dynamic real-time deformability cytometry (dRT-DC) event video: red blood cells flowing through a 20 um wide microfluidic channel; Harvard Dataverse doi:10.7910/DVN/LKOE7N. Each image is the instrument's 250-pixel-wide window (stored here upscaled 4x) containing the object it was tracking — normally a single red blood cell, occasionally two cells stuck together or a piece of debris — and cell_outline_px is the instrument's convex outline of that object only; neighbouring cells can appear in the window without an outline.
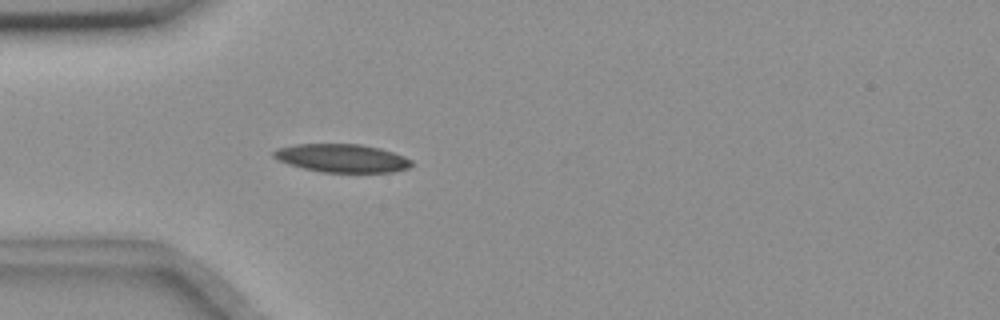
{"species": "common noctule bat (a hibernating species)", "species_latin": "Nyctalus noctula", "temperature_condition": "room temperature", "stored_images_in_passage": 40, "camera_frame_rate_fps": 3000, "um_per_image_px": 0.085, "animal": {"sex": "female", "body_mass_g": 18.4}, "frame": {"image": 1, "passage_image": 1, "time_ms": 0.0, "image_size_px": [1000, 320], "cell_outline_px": [[412, 164], [408, 168], [392, 172], [320, 172], [288, 164], [272, 156], [272, 152], [276, 148], [296, 144], [360, 144], [380, 148], [404, 156], [412, 160]], "centroid_in_image_um": [29.05, 13.44], "position_along_channel_um": 55.9, "area_um2": 22.66}}
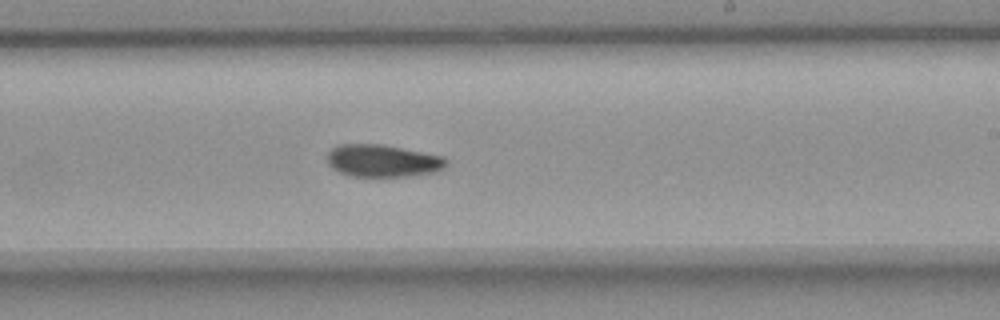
{"frame": {"image": 2, "passage_image": 18, "time_ms": 5.667, "image_size_px": [1000, 320], "cell_outline_px": [[448, 164], [444, 168], [436, 172], [404, 176], [348, 176], [332, 168], [328, 164], [328, 152], [336, 144], [384, 144], [444, 156], [448, 160]], "centroid_in_image_um": [32.55, 13.65], "position_along_channel_um": 256.5, "area_um2": 22.66}}
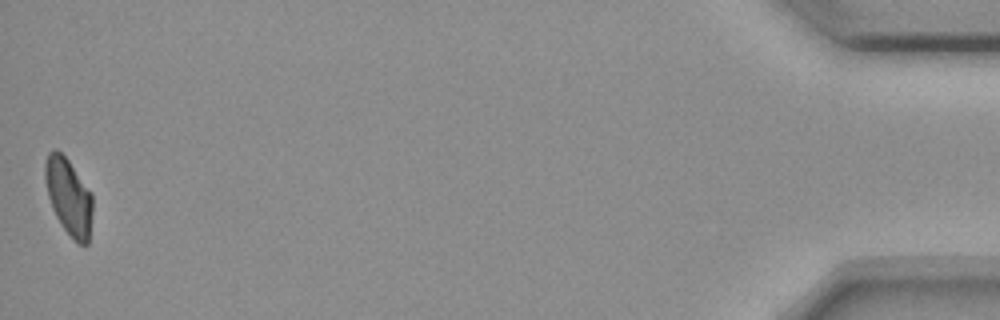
{"frame": {"image": 3, "passage_image": 40, "time_ms": 13.0, "image_size_px": [1000, 320], "cell_outline_px": [[92, 212], [88, 244], [80, 244], [60, 224], [52, 208], [48, 196], [44, 180], [44, 164], [48, 152], [52, 148], [56, 148], [68, 160], [92, 192]], "centroid_in_image_um": [5.82, 16.66], "position_along_channel_um": 429.4, "area_um2": 21.21}, "authors_computed_cell_mechanics": {"area_um2": 22.6576, "velocity_mm_per_s": 3.6474, "shape_relaxation_time_tau1_ms": 9.5527, "shape_relaxation_time_tau2_ms": 8.1321, "deformation_change_tau1": 0.1703, "deformation_change_tau2": 0.118}}